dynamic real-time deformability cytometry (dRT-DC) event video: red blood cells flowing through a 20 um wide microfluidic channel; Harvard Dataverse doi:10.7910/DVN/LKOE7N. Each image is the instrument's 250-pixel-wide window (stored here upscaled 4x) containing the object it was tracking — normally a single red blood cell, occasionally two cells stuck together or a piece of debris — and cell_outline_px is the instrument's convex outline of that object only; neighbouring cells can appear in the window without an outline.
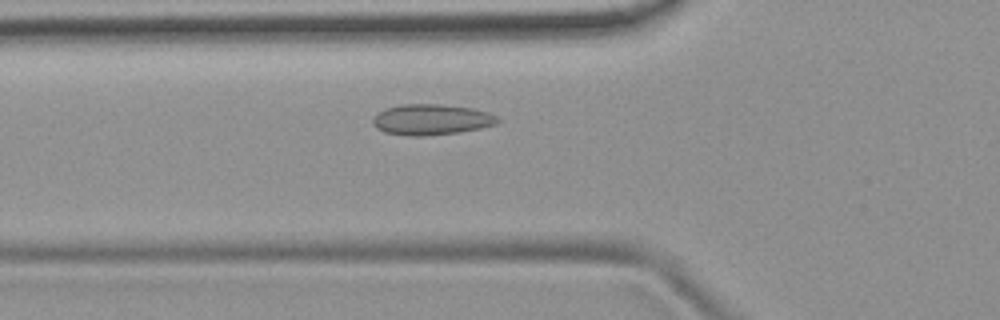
{"species": "common noctule bat (a hibernating species)", "species_latin": "Nyctalus noctula", "temperature_condition": "room temperature", "stored_images_in_passage": 35, "camera_frame_rate_fps": 3000, "um_per_image_px": 0.085, "animal": {"sex": "female", "body_mass_g": 19.9}, "frame": {"image": 1, "passage_image": 2, "time_ms": 0.333, "image_size_px": [1000, 320], "cell_outline_px": [[500, 120], [496, 124], [480, 128], [460, 132], [424, 136], [408, 136], [384, 132], [376, 128], [372, 124], [372, 116], [384, 108], [400, 104], [440, 104], [472, 108], [488, 112], [496, 116]], "centroid_in_image_um": [36.61, 10.16], "position_along_channel_um": 89.2, "area_um2": 22.6}}
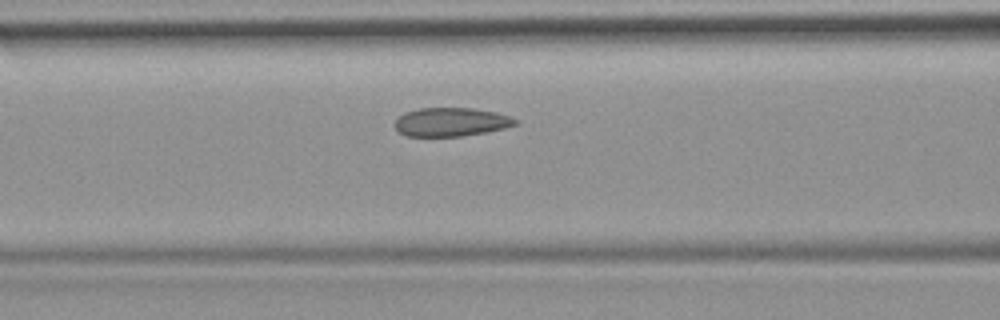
{"frame": {"image": 2, "passage_image": 5, "time_ms": 1.333, "image_size_px": [1000, 320], "cell_outline_px": [[516, 124], [504, 128], [484, 132], [460, 136], [404, 136], [396, 128], [396, 120], [404, 112], [420, 108], [472, 108], [496, 112], [508, 116], [516, 120]], "centroid_in_image_um": [38.31, 10.36], "position_along_channel_um": 128.3, "area_um2": 19.83}}
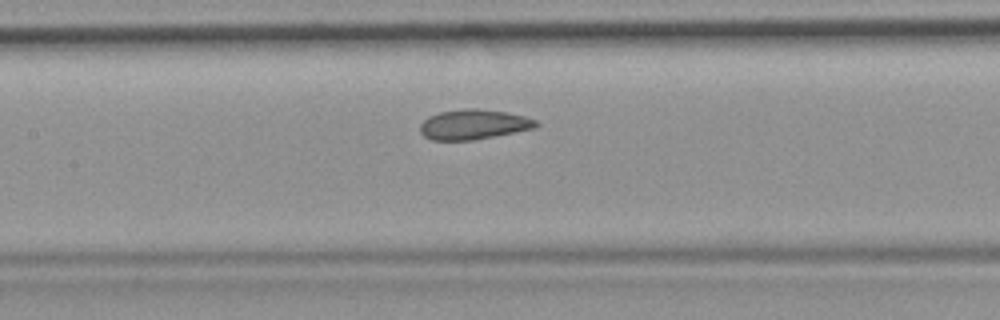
{"frame": {"image": 3, "passage_image": 8, "time_ms": 2.333, "image_size_px": [1000, 320], "cell_outline_px": [[540, 124], [536, 128], [472, 140], [432, 140], [424, 136], [420, 132], [420, 124], [428, 116], [440, 112], [464, 108], [480, 108], [508, 112], [524, 116], [536, 120]], "centroid_in_image_um": [40.26, 10.56], "position_along_channel_um": 167.1, "area_um2": 20.35}}